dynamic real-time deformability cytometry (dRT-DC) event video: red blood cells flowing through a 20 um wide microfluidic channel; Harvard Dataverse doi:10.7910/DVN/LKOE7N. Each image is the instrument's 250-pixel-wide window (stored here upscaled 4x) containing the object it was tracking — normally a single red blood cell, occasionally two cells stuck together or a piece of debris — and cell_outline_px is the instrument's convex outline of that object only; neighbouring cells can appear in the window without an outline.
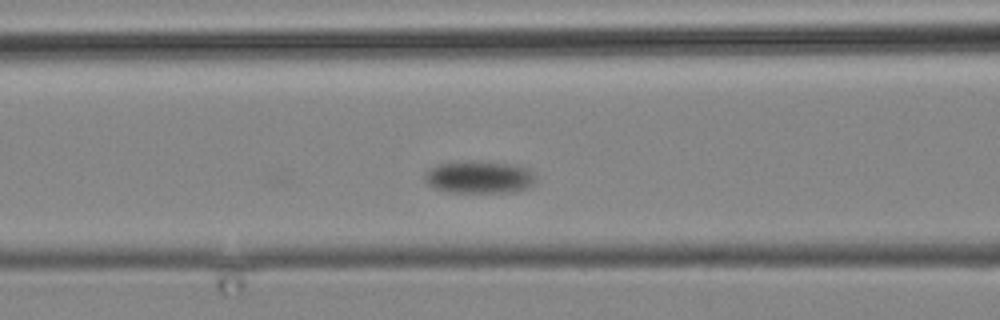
{"species": "common noctule bat (a hibernating species)", "species_latin": "Nyctalus noctula", "temperature_condition": "cold", "stored_images_in_passage": 5, "camera_frame_rate_fps": 3000, "um_per_image_px": 0.085, "animal": {"sex": "male", "body_mass_g": 19.2, "forearm_length_mm": 51.8}, "frame": {"image": 1, "passage_image": 3, "time_ms": 3.0, "image_size_px": [1000, 320], "cell_outline_px": [[536, 180], [528, 188], [512, 192], [448, 192], [436, 188], [428, 184], [424, 180], [424, 172], [428, 168], [440, 164], [468, 160], [512, 164], [528, 168], [536, 176]], "centroid_in_image_um": [40.73, 15.05], "position_along_channel_um": 125.9, "area_um2": 21.15}}
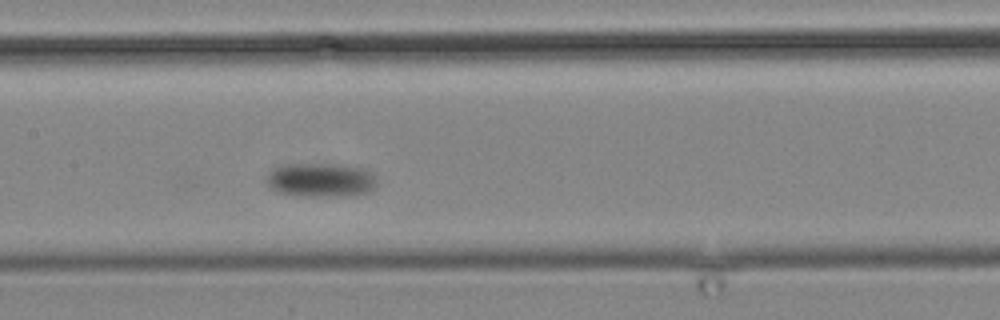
{"frame": {"image": 2, "passage_image": 5, "time_ms": 5.333, "image_size_px": [1000, 320], "cell_outline_px": [[376, 184], [368, 192], [348, 196], [292, 196], [276, 192], [268, 188], [264, 184], [264, 176], [272, 168], [284, 164], [336, 164], [360, 168], [368, 172], [376, 180]], "centroid_in_image_um": [27.1, 15.31], "position_along_channel_um": 180.3, "area_um2": 22.25}}